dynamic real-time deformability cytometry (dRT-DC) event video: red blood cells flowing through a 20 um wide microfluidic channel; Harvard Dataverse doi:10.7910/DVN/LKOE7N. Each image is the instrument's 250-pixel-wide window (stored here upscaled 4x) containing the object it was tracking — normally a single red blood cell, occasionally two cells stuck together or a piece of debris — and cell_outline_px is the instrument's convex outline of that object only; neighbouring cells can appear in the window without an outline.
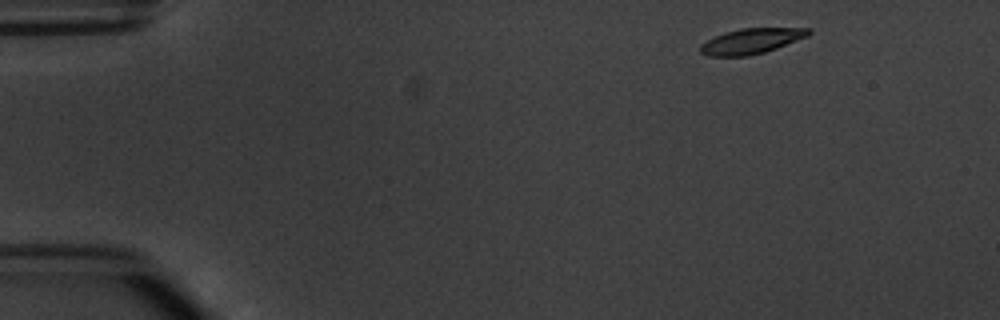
{"species": "common noctule bat (a hibernating species)", "species_latin": "Nyctalus noctula", "temperature_condition": "warm", "stored_images_in_passage": 5, "camera_frame_rate_fps": 3000, "um_per_image_px": 0.085, "animal": {"sex": "male", "body_mass_g": 20.1, "forearm_length_mm": 53.5}, "frame": {"image": 1, "passage_image": 1, "time_ms": 0.0, "image_size_px": [1000, 320], "cell_outline_px": [[812, 32], [808, 36], [776, 48], [764, 52], [748, 56], [708, 56], [700, 52], [700, 44], [724, 32], [740, 28], [812, 28]], "centroid_in_image_um": [63.87, 3.49], "position_along_channel_um": 21.1, "area_um2": 15.95}}